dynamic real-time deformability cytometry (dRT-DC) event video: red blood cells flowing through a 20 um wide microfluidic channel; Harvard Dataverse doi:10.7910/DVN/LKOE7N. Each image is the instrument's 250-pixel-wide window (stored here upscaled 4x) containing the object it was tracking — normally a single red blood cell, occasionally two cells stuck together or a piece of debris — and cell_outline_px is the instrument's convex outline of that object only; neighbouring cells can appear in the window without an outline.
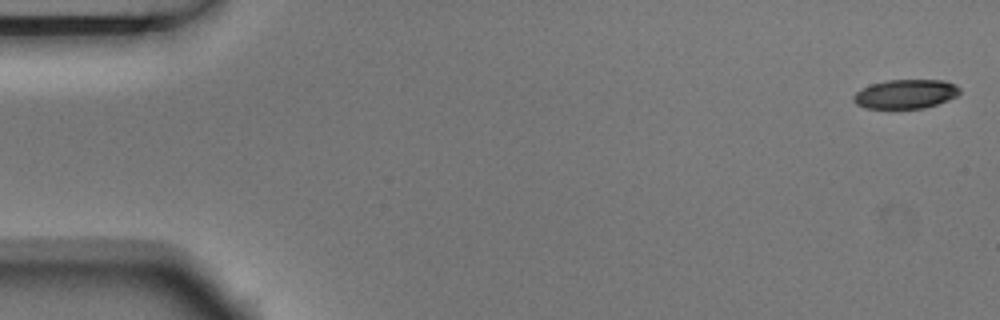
{"species": "Egyptian fruit bat (a non-hibernating species)", "species_latin": "Rousettus aegyptiacus", "temperature_condition": "room temperature", "stored_images_in_passage": 5, "camera_frame_rate_fps": 3000, "um_per_image_px": 0.085, "animal": {"sex": "male"}, "frame": {"image": 1, "passage_image": 1, "time_ms": 0.0, "image_size_px": [1000, 320], "cell_outline_px": [[960, 92], [956, 96], [948, 100], [924, 108], [864, 108], [856, 104], [852, 100], [852, 96], [860, 88], [872, 84], [888, 80], [944, 80], [956, 84], [960, 88]], "centroid_in_image_um": [76.96, 7.98], "position_along_channel_um": 8.0, "area_um2": 18.09}}
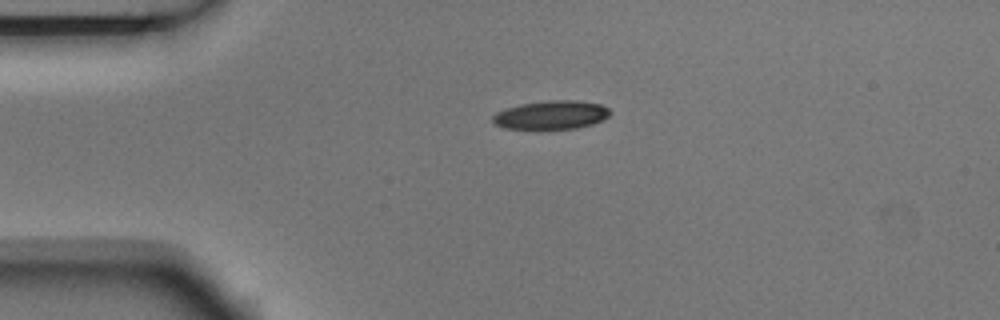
{"frame": {"image": 2, "passage_image": 4, "time_ms": 1.0, "image_size_px": [1000, 320], "cell_outline_px": [[612, 112], [604, 120], [592, 124], [576, 128], [504, 128], [496, 124], [492, 120], [492, 116], [496, 112], [520, 104], [548, 100], [576, 100], [600, 104], [608, 108]], "centroid_in_image_um": [46.89, 9.75], "position_along_channel_um": 38.1, "area_um2": 19.36}}